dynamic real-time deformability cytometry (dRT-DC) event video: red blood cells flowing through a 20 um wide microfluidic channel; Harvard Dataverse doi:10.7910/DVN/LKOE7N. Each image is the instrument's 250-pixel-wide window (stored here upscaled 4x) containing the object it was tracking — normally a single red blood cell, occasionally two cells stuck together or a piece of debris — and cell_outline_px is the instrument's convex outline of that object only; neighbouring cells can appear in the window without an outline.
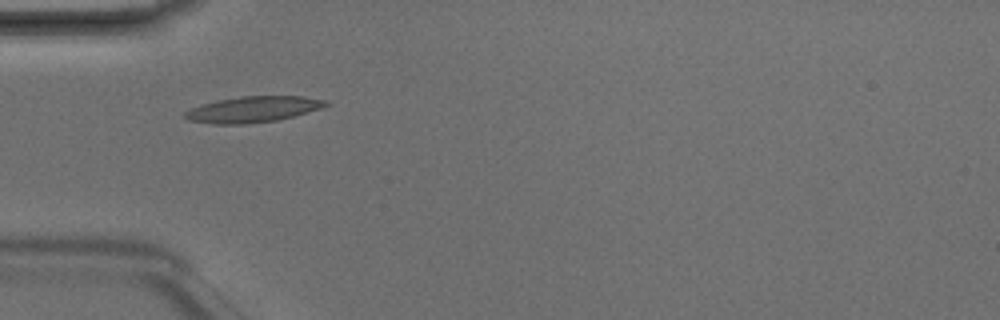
{"species": "Egyptian fruit bat (a non-hibernating species)", "species_latin": "Rousettus aegyptiacus", "temperature_condition": "room temperature", "stored_images_in_passage": 5, "camera_frame_rate_fps": 3000, "um_per_image_px": 0.085, "animal": {"sex": "male"}, "frame": {"image": 1, "passage_image": 4, "time_ms": 1.0, "image_size_px": [1000, 320], "cell_outline_px": [[332, 104], [320, 108], [292, 116], [276, 120], [244, 124], [212, 124], [188, 120], [184, 116], [184, 112], [192, 108], [216, 100], [240, 96], [304, 96], [324, 100]], "centroid_in_image_um": [21.49, 9.29], "position_along_channel_um": 63.5, "area_um2": 21.1}}